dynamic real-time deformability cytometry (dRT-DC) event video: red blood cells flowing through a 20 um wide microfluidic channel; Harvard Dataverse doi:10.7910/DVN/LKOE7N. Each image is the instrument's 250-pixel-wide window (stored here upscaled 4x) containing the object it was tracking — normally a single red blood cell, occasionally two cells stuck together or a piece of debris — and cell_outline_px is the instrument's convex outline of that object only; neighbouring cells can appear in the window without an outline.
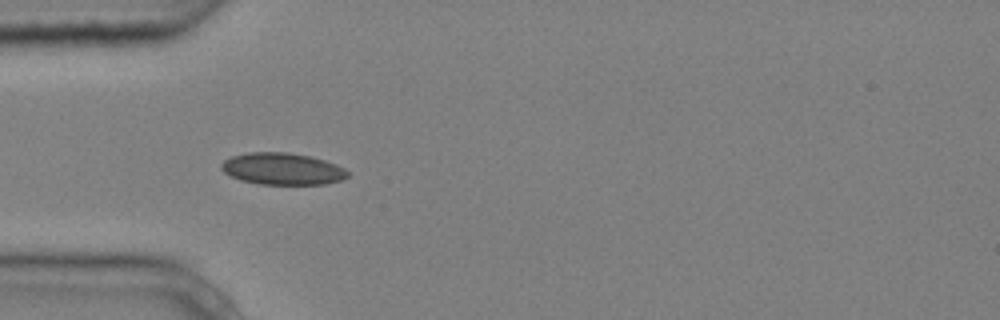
{"species": "common noctule bat (a hibernating species)", "species_latin": "Nyctalus noctula", "temperature_condition": "cold", "stored_images_in_passage": 8, "camera_frame_rate_fps": 3000, "um_per_image_px": 0.085, "animal": {"sex": "male", "body_mass_g": 20.4}, "frame": {"image": 1, "passage_image": 4, "time_ms": 1.0, "image_size_px": [1000, 320], "cell_outline_px": [[348, 176], [340, 180], [324, 184], [260, 184], [240, 180], [224, 172], [220, 168], [220, 164], [224, 160], [232, 156], [248, 152], [288, 152], [308, 156], [324, 160], [336, 164], [344, 168], [348, 172]], "centroid_in_image_um": [23.98, 14.35], "position_along_channel_um": 61.0, "area_um2": 23.35}}
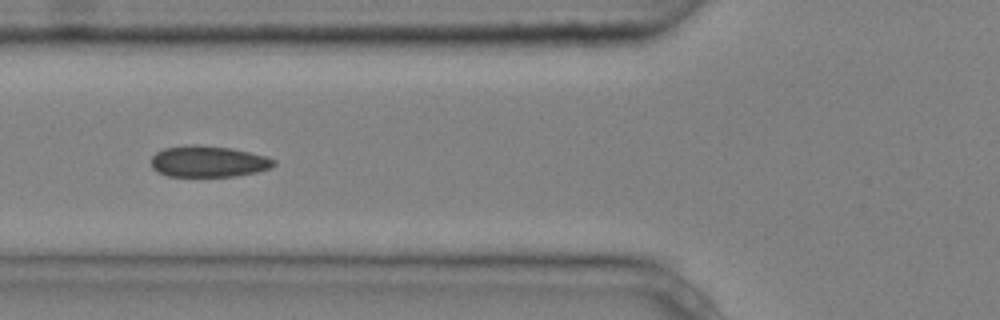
{"frame": {"image": 2, "passage_image": 5, "time_ms": 1.333, "image_size_px": [1000, 320], "cell_outline_px": [[276, 164], [272, 168], [256, 172], [236, 176], [168, 176], [156, 172], [152, 168], [152, 156], [156, 152], [164, 148], [188, 144], [196, 144], [232, 148], [264, 156], [276, 160]], "centroid_in_image_um": [17.69, 13.72], "position_along_channel_um": 108.1, "area_um2": 22.48}}